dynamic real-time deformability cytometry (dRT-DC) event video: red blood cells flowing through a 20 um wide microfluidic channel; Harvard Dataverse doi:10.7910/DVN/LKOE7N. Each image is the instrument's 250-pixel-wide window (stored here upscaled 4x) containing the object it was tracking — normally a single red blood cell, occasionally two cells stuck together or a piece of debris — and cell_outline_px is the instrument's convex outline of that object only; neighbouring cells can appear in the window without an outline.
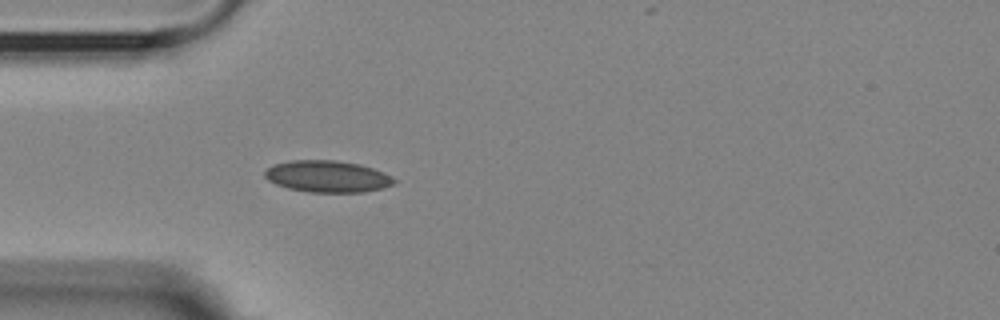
{"species": "Egyptian fruit bat (a non-hibernating species)", "species_latin": "Rousettus aegyptiacus", "temperature_condition": "room temperature", "stored_images_in_passage": 35, "camera_frame_rate_fps": 3000, "um_per_image_px": 0.085, "animal": {"sex": "female"}, "frame": {"image": 1, "passage_image": 1, "time_ms": 0.0, "image_size_px": [1000, 320], "cell_outline_px": [[396, 184], [364, 192], [312, 192], [288, 188], [276, 184], [268, 180], [264, 176], [264, 172], [268, 168], [276, 164], [292, 160], [336, 160], [360, 164], [384, 172], [392, 176], [396, 180]], "centroid_in_image_um": [27.86, 14.99], "position_along_channel_um": 57.1, "area_um2": 23.81}}
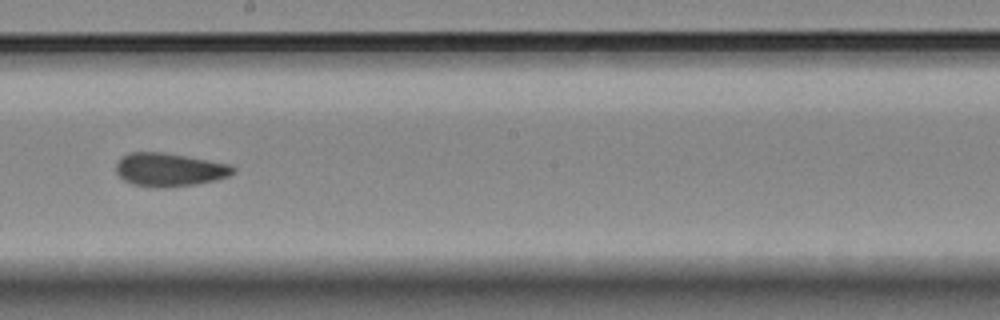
{"frame": {"image": 2, "passage_image": 16, "time_ms": 5.0, "image_size_px": [1000, 320], "cell_outline_px": [[236, 172], [228, 176], [216, 180], [196, 184], [160, 188], [152, 188], [132, 184], [124, 180], [116, 172], [116, 164], [124, 156], [132, 152], [160, 152], [184, 156], [228, 164], [236, 168]], "centroid_in_image_um": [14.4, 14.44], "position_along_channel_um": 233.8, "area_um2": 22.54}}
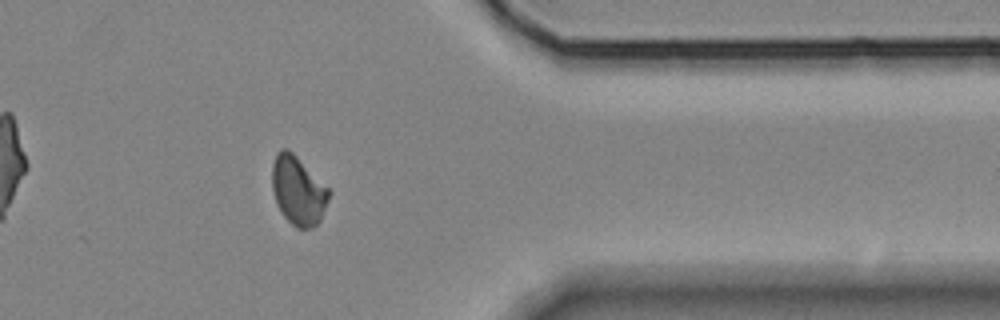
{"frame": {"image": 3, "passage_image": 30, "time_ms": 9.667, "image_size_px": [1000, 320], "cell_outline_px": [[332, 192], [320, 220], [312, 228], [296, 228], [284, 216], [276, 204], [272, 188], [272, 164], [276, 152], [280, 148], [288, 148]], "centroid_in_image_um": [25.32, 16.19], "position_along_channel_um": 386.1, "area_um2": 22.72}, "authors_computed_cell_mechanics": {"area_um2": 22.4842, "velocity_mm_per_s": 3.5807, "shape_relaxation_time_tau1_ms": null, "shape_relaxation_time_tau2_ms": 2.5074, "deformation_change_tau1": null, "deformation_change_tau2": 0.0585}}